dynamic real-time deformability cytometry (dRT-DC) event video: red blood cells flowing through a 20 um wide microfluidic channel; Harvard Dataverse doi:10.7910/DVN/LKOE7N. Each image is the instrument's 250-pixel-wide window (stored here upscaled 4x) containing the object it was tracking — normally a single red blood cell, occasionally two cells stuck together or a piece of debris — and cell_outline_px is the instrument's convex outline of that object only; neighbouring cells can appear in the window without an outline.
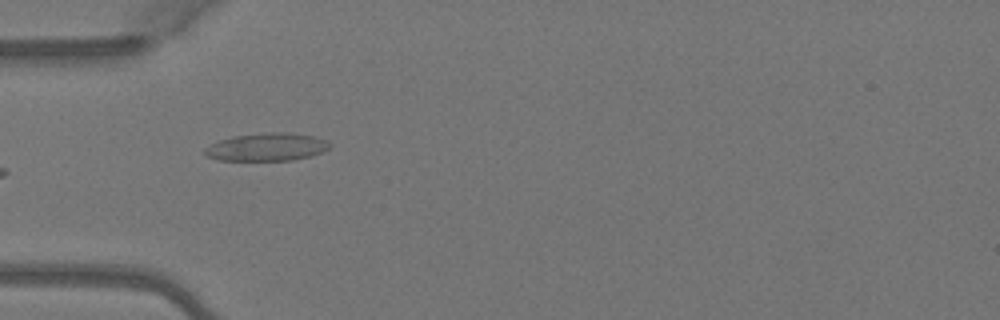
{"species": "Egyptian fruit bat (a non-hibernating species)", "species_latin": "Rousettus aegyptiacus", "temperature_condition": "warm", "stored_images_in_passage": 7, "camera_frame_rate_fps": 3000, "um_per_image_px": 0.085, "animal": {"sex": "female"}, "frame": {"image": 1, "passage_image": 5, "time_ms": 1.333, "image_size_px": [1000, 320], "cell_outline_px": [[332, 148], [308, 156], [292, 160], [220, 160], [208, 156], [204, 152], [204, 148], [220, 140], [232, 136], [268, 132], [288, 132], [312, 136], [328, 140], [332, 144]], "centroid_in_image_um": [22.71, 12.48], "position_along_channel_um": 62.3, "area_um2": 20.17}}
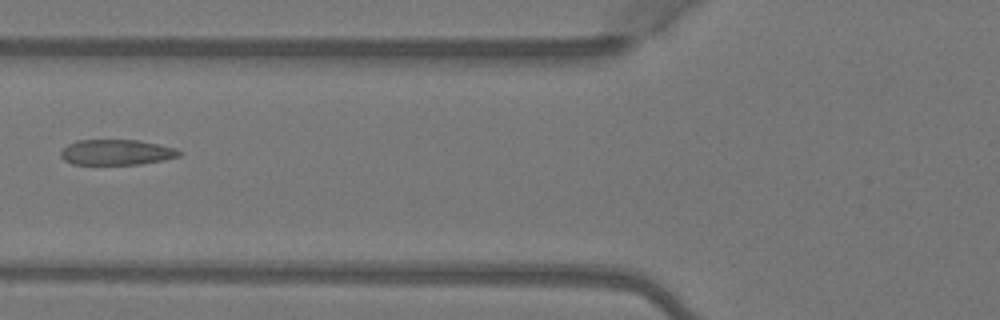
{"frame": {"image": 2, "passage_image": 6, "time_ms": 1.667, "image_size_px": [1000, 320], "cell_outline_px": [[184, 152], [180, 156], [164, 160], [140, 164], [72, 164], [64, 160], [60, 156], [60, 152], [68, 144], [76, 140], [140, 140], [160, 144], [176, 148]], "centroid_in_image_um": [9.94, 12.94], "position_along_channel_um": 115.9, "area_um2": 17.74}}
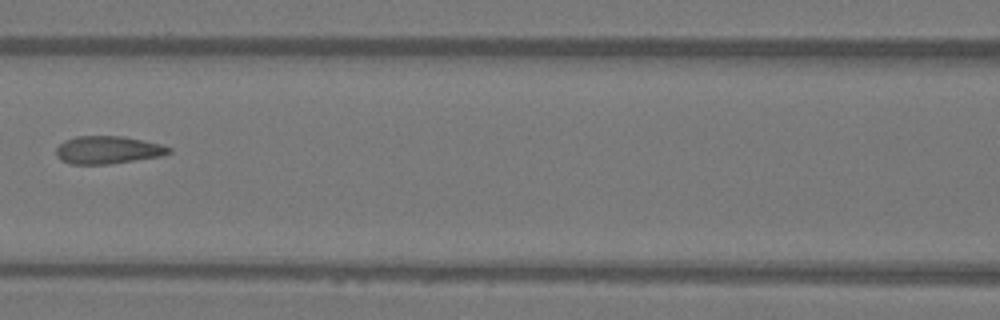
{"frame": {"image": 3, "passage_image": 7, "time_ms": 2.0, "image_size_px": [1000, 320], "cell_outline_px": [[172, 152], [164, 156], [112, 164], [72, 164], [60, 160], [56, 156], [56, 148], [64, 140], [76, 136], [124, 136], [160, 144], [172, 148]], "centroid_in_image_um": [9.19, 12.75], "position_along_channel_um": 157.4, "area_um2": 18.5}}